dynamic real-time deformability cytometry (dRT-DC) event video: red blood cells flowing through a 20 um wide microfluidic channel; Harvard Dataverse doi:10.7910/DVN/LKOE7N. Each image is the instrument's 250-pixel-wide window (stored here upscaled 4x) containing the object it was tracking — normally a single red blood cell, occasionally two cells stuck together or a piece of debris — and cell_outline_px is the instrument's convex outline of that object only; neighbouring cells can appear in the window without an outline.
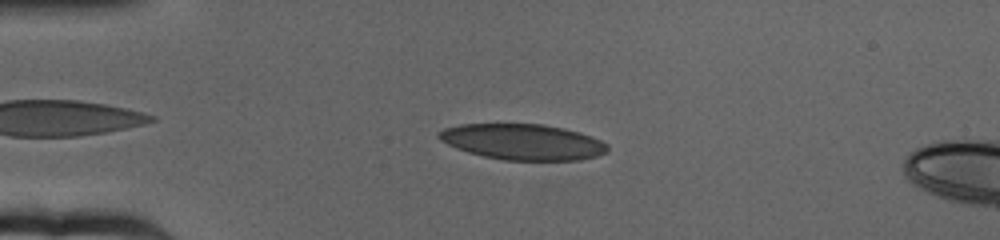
{"species": "human", "species_latin": "Homo sapiens", "temperature_condition": "cold", "stored_images_in_passage": 56, "camera_frame_rate_fps": 3000, "um_per_image_px": 0.085, "donor": {"sex": "female"}, "frame": {"image": 1, "passage_image": 7, "time_ms": 2.0, "image_size_px": [1000, 240], "cell_outline_px": [[608, 152], [596, 156], [580, 160], [504, 160], [484, 156], [468, 152], [456, 148], [440, 140], [436, 136], [436, 132], [444, 128], [460, 124], [544, 124], [564, 128], [580, 132], [592, 136], [608, 144]], "centroid_in_image_um": [44.43, 12.05], "position_along_channel_um": 40.6, "area_um2": 35.37}}
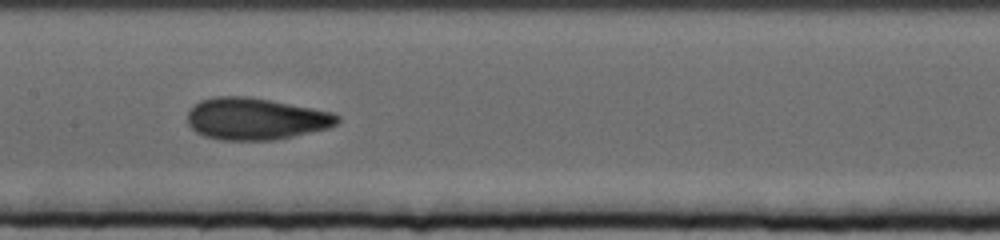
{"frame": {"image": 2, "passage_image": 24, "time_ms": 7.667, "image_size_px": [1000, 240], "cell_outline_px": [[340, 120], [336, 124], [328, 128], [292, 136], [272, 140], [220, 140], [204, 136], [196, 132], [188, 124], [188, 112], [200, 100], [212, 96], [248, 96], [272, 100], [332, 112], [340, 116]], "centroid_in_image_um": [21.72, 10.09], "position_along_channel_um": 185.7, "area_um2": 36.59}}
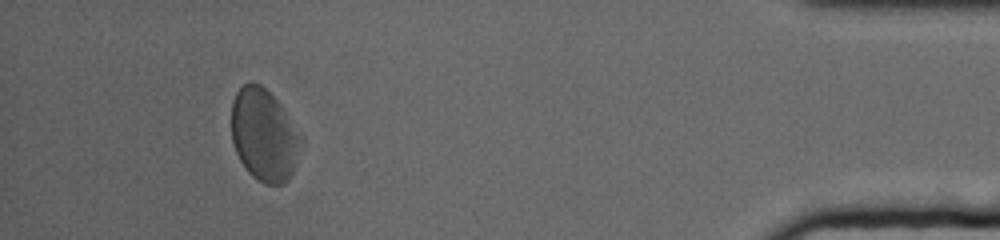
{"frame": {"image": 3, "passage_image": 51, "time_ms": 16.667, "image_size_px": [1000, 240], "cell_outline_px": [[304, 140], [296, 164], [288, 180], [284, 184], [264, 184], [256, 180], [248, 172], [240, 160], [236, 152], [232, 140], [232, 100], [236, 92], [248, 80], [260, 84], [280, 104]], "centroid_in_image_um": [22.45, 11.49], "position_along_channel_um": 412.8, "area_um2": 37.51}, "authors_computed_cell_mechanics": {"area_um2": 36.5874, "velocity_mm_per_s": 3.14, "shape_relaxation_time_tau1_ms": 5.7566, "shape_relaxation_time_tau2_ms": 1.8709, "deformation_change_tau1": 0.1197, "deformation_change_tau2": 0.0817}}